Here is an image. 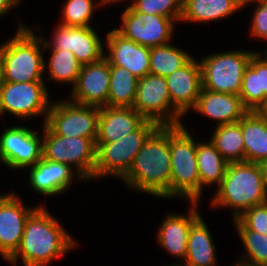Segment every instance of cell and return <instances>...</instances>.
<instances>
[{
	"mask_svg": "<svg viewBox=\"0 0 267 266\" xmlns=\"http://www.w3.org/2000/svg\"><path fill=\"white\" fill-rule=\"evenodd\" d=\"M41 204L27 219L18 250L7 260L16 266H49L78 243Z\"/></svg>",
	"mask_w": 267,
	"mask_h": 266,
	"instance_id": "1",
	"label": "cell"
},
{
	"mask_svg": "<svg viewBox=\"0 0 267 266\" xmlns=\"http://www.w3.org/2000/svg\"><path fill=\"white\" fill-rule=\"evenodd\" d=\"M170 126H158L134 157L122 182L158 198H170Z\"/></svg>",
	"mask_w": 267,
	"mask_h": 266,
	"instance_id": "2",
	"label": "cell"
},
{
	"mask_svg": "<svg viewBox=\"0 0 267 266\" xmlns=\"http://www.w3.org/2000/svg\"><path fill=\"white\" fill-rule=\"evenodd\" d=\"M211 207L230 208L233 220L255 205L267 202V192L257 163H229L213 195Z\"/></svg>",
	"mask_w": 267,
	"mask_h": 266,
	"instance_id": "3",
	"label": "cell"
},
{
	"mask_svg": "<svg viewBox=\"0 0 267 266\" xmlns=\"http://www.w3.org/2000/svg\"><path fill=\"white\" fill-rule=\"evenodd\" d=\"M34 33L20 22L15 36L0 45L4 82L44 81V40Z\"/></svg>",
	"mask_w": 267,
	"mask_h": 266,
	"instance_id": "4",
	"label": "cell"
},
{
	"mask_svg": "<svg viewBox=\"0 0 267 266\" xmlns=\"http://www.w3.org/2000/svg\"><path fill=\"white\" fill-rule=\"evenodd\" d=\"M170 198L200 202L201 184L197 169V142L184 124L170 126Z\"/></svg>",
	"mask_w": 267,
	"mask_h": 266,
	"instance_id": "5",
	"label": "cell"
},
{
	"mask_svg": "<svg viewBox=\"0 0 267 266\" xmlns=\"http://www.w3.org/2000/svg\"><path fill=\"white\" fill-rule=\"evenodd\" d=\"M96 149L90 138L57 135L43 124L42 157L74 167L78 180H94Z\"/></svg>",
	"mask_w": 267,
	"mask_h": 266,
	"instance_id": "6",
	"label": "cell"
},
{
	"mask_svg": "<svg viewBox=\"0 0 267 266\" xmlns=\"http://www.w3.org/2000/svg\"><path fill=\"white\" fill-rule=\"evenodd\" d=\"M158 126L156 122L146 119L135 131L115 142H95L97 149L94 180L110 175L122 178L145 140Z\"/></svg>",
	"mask_w": 267,
	"mask_h": 266,
	"instance_id": "7",
	"label": "cell"
},
{
	"mask_svg": "<svg viewBox=\"0 0 267 266\" xmlns=\"http://www.w3.org/2000/svg\"><path fill=\"white\" fill-rule=\"evenodd\" d=\"M254 51L233 50L210 54L199 60L202 88L213 92L239 95L244 71Z\"/></svg>",
	"mask_w": 267,
	"mask_h": 266,
	"instance_id": "8",
	"label": "cell"
},
{
	"mask_svg": "<svg viewBox=\"0 0 267 266\" xmlns=\"http://www.w3.org/2000/svg\"><path fill=\"white\" fill-rule=\"evenodd\" d=\"M100 107L80 105L70 100L51 103L45 124L57 135L97 138Z\"/></svg>",
	"mask_w": 267,
	"mask_h": 266,
	"instance_id": "9",
	"label": "cell"
},
{
	"mask_svg": "<svg viewBox=\"0 0 267 266\" xmlns=\"http://www.w3.org/2000/svg\"><path fill=\"white\" fill-rule=\"evenodd\" d=\"M133 108L159 126L182 125V116L171 105L166 77L147 74L140 78Z\"/></svg>",
	"mask_w": 267,
	"mask_h": 266,
	"instance_id": "10",
	"label": "cell"
},
{
	"mask_svg": "<svg viewBox=\"0 0 267 266\" xmlns=\"http://www.w3.org/2000/svg\"><path fill=\"white\" fill-rule=\"evenodd\" d=\"M44 81L4 82L0 91V116L5 112L19 119L44 115V122L52 101Z\"/></svg>",
	"mask_w": 267,
	"mask_h": 266,
	"instance_id": "11",
	"label": "cell"
},
{
	"mask_svg": "<svg viewBox=\"0 0 267 266\" xmlns=\"http://www.w3.org/2000/svg\"><path fill=\"white\" fill-rule=\"evenodd\" d=\"M127 6L121 15L120 28H115L120 35L149 48L171 42L175 22L172 18L143 14Z\"/></svg>",
	"mask_w": 267,
	"mask_h": 266,
	"instance_id": "12",
	"label": "cell"
},
{
	"mask_svg": "<svg viewBox=\"0 0 267 266\" xmlns=\"http://www.w3.org/2000/svg\"><path fill=\"white\" fill-rule=\"evenodd\" d=\"M51 41L44 40V49L72 51L82 64L100 61L104 55V47L93 27H70L58 24L53 31Z\"/></svg>",
	"mask_w": 267,
	"mask_h": 266,
	"instance_id": "13",
	"label": "cell"
},
{
	"mask_svg": "<svg viewBox=\"0 0 267 266\" xmlns=\"http://www.w3.org/2000/svg\"><path fill=\"white\" fill-rule=\"evenodd\" d=\"M42 158V140L30 128L13 126L0 135V162L12 169L34 166Z\"/></svg>",
	"mask_w": 267,
	"mask_h": 266,
	"instance_id": "14",
	"label": "cell"
},
{
	"mask_svg": "<svg viewBox=\"0 0 267 266\" xmlns=\"http://www.w3.org/2000/svg\"><path fill=\"white\" fill-rule=\"evenodd\" d=\"M38 207H26L15 192L0 195V255L6 261L18 250L26 221Z\"/></svg>",
	"mask_w": 267,
	"mask_h": 266,
	"instance_id": "15",
	"label": "cell"
},
{
	"mask_svg": "<svg viewBox=\"0 0 267 266\" xmlns=\"http://www.w3.org/2000/svg\"><path fill=\"white\" fill-rule=\"evenodd\" d=\"M109 82L110 63L105 57L100 61L82 65L69 100L80 105L107 106Z\"/></svg>",
	"mask_w": 267,
	"mask_h": 266,
	"instance_id": "16",
	"label": "cell"
},
{
	"mask_svg": "<svg viewBox=\"0 0 267 266\" xmlns=\"http://www.w3.org/2000/svg\"><path fill=\"white\" fill-rule=\"evenodd\" d=\"M172 107L182 116L192 110L202 88L201 66L191 58L182 68L166 77Z\"/></svg>",
	"mask_w": 267,
	"mask_h": 266,
	"instance_id": "17",
	"label": "cell"
},
{
	"mask_svg": "<svg viewBox=\"0 0 267 266\" xmlns=\"http://www.w3.org/2000/svg\"><path fill=\"white\" fill-rule=\"evenodd\" d=\"M107 50L104 57L110 65L124 67L137 78L150 74V48L124 38L115 29L107 33Z\"/></svg>",
	"mask_w": 267,
	"mask_h": 266,
	"instance_id": "18",
	"label": "cell"
},
{
	"mask_svg": "<svg viewBox=\"0 0 267 266\" xmlns=\"http://www.w3.org/2000/svg\"><path fill=\"white\" fill-rule=\"evenodd\" d=\"M198 202H191L189 213L172 214L168 213L157 232V242L161 248L173 257L183 260L186 258L188 235L191 224L200 216L197 207Z\"/></svg>",
	"mask_w": 267,
	"mask_h": 266,
	"instance_id": "19",
	"label": "cell"
},
{
	"mask_svg": "<svg viewBox=\"0 0 267 266\" xmlns=\"http://www.w3.org/2000/svg\"><path fill=\"white\" fill-rule=\"evenodd\" d=\"M192 110L214 119L217 121L216 126L236 123L249 111L239 95L213 92L203 88Z\"/></svg>",
	"mask_w": 267,
	"mask_h": 266,
	"instance_id": "20",
	"label": "cell"
},
{
	"mask_svg": "<svg viewBox=\"0 0 267 266\" xmlns=\"http://www.w3.org/2000/svg\"><path fill=\"white\" fill-rule=\"evenodd\" d=\"M29 168L28 180L32 189L46 197L67 191L74 181V169L69 165L49 161L43 157Z\"/></svg>",
	"mask_w": 267,
	"mask_h": 266,
	"instance_id": "21",
	"label": "cell"
},
{
	"mask_svg": "<svg viewBox=\"0 0 267 266\" xmlns=\"http://www.w3.org/2000/svg\"><path fill=\"white\" fill-rule=\"evenodd\" d=\"M145 120L133 107H100L95 142H115L135 131Z\"/></svg>",
	"mask_w": 267,
	"mask_h": 266,
	"instance_id": "22",
	"label": "cell"
},
{
	"mask_svg": "<svg viewBox=\"0 0 267 266\" xmlns=\"http://www.w3.org/2000/svg\"><path fill=\"white\" fill-rule=\"evenodd\" d=\"M261 55V52L252 55L242 79L239 96L249 111H254L267 99V58Z\"/></svg>",
	"mask_w": 267,
	"mask_h": 266,
	"instance_id": "23",
	"label": "cell"
},
{
	"mask_svg": "<svg viewBox=\"0 0 267 266\" xmlns=\"http://www.w3.org/2000/svg\"><path fill=\"white\" fill-rule=\"evenodd\" d=\"M210 230L200 215L192 224L188 235L186 258L178 266H217L216 246Z\"/></svg>",
	"mask_w": 267,
	"mask_h": 266,
	"instance_id": "24",
	"label": "cell"
},
{
	"mask_svg": "<svg viewBox=\"0 0 267 266\" xmlns=\"http://www.w3.org/2000/svg\"><path fill=\"white\" fill-rule=\"evenodd\" d=\"M238 123L243 134L245 162L258 164L267 158V123L255 111H248Z\"/></svg>",
	"mask_w": 267,
	"mask_h": 266,
	"instance_id": "25",
	"label": "cell"
},
{
	"mask_svg": "<svg viewBox=\"0 0 267 266\" xmlns=\"http://www.w3.org/2000/svg\"><path fill=\"white\" fill-rule=\"evenodd\" d=\"M240 9L235 0H183L180 21L213 22L225 19Z\"/></svg>",
	"mask_w": 267,
	"mask_h": 266,
	"instance_id": "26",
	"label": "cell"
},
{
	"mask_svg": "<svg viewBox=\"0 0 267 266\" xmlns=\"http://www.w3.org/2000/svg\"><path fill=\"white\" fill-rule=\"evenodd\" d=\"M228 164L210 140L207 143L197 142V169L201 193L205 186L220 185Z\"/></svg>",
	"mask_w": 267,
	"mask_h": 266,
	"instance_id": "27",
	"label": "cell"
},
{
	"mask_svg": "<svg viewBox=\"0 0 267 266\" xmlns=\"http://www.w3.org/2000/svg\"><path fill=\"white\" fill-rule=\"evenodd\" d=\"M139 78L124 67L110 65L108 107H133Z\"/></svg>",
	"mask_w": 267,
	"mask_h": 266,
	"instance_id": "28",
	"label": "cell"
},
{
	"mask_svg": "<svg viewBox=\"0 0 267 266\" xmlns=\"http://www.w3.org/2000/svg\"><path fill=\"white\" fill-rule=\"evenodd\" d=\"M210 141L228 163L245 162L243 134L238 122L216 126Z\"/></svg>",
	"mask_w": 267,
	"mask_h": 266,
	"instance_id": "29",
	"label": "cell"
},
{
	"mask_svg": "<svg viewBox=\"0 0 267 266\" xmlns=\"http://www.w3.org/2000/svg\"><path fill=\"white\" fill-rule=\"evenodd\" d=\"M193 56L170 43L150 48V74L167 77L182 68Z\"/></svg>",
	"mask_w": 267,
	"mask_h": 266,
	"instance_id": "30",
	"label": "cell"
},
{
	"mask_svg": "<svg viewBox=\"0 0 267 266\" xmlns=\"http://www.w3.org/2000/svg\"><path fill=\"white\" fill-rule=\"evenodd\" d=\"M48 61V78L55 83H68L74 87L78 81L82 64L76 59L72 51L50 50Z\"/></svg>",
	"mask_w": 267,
	"mask_h": 266,
	"instance_id": "31",
	"label": "cell"
},
{
	"mask_svg": "<svg viewBox=\"0 0 267 266\" xmlns=\"http://www.w3.org/2000/svg\"><path fill=\"white\" fill-rule=\"evenodd\" d=\"M245 249L240 262L263 266L267 262V235L251 230H237Z\"/></svg>",
	"mask_w": 267,
	"mask_h": 266,
	"instance_id": "32",
	"label": "cell"
},
{
	"mask_svg": "<svg viewBox=\"0 0 267 266\" xmlns=\"http://www.w3.org/2000/svg\"><path fill=\"white\" fill-rule=\"evenodd\" d=\"M95 5L94 0H67L62 6L60 24L70 27H90Z\"/></svg>",
	"mask_w": 267,
	"mask_h": 266,
	"instance_id": "33",
	"label": "cell"
},
{
	"mask_svg": "<svg viewBox=\"0 0 267 266\" xmlns=\"http://www.w3.org/2000/svg\"><path fill=\"white\" fill-rule=\"evenodd\" d=\"M183 0H133L131 6L140 13L172 18L179 22Z\"/></svg>",
	"mask_w": 267,
	"mask_h": 266,
	"instance_id": "34",
	"label": "cell"
},
{
	"mask_svg": "<svg viewBox=\"0 0 267 266\" xmlns=\"http://www.w3.org/2000/svg\"><path fill=\"white\" fill-rule=\"evenodd\" d=\"M233 222L236 230H251L267 235V202L246 210Z\"/></svg>",
	"mask_w": 267,
	"mask_h": 266,
	"instance_id": "35",
	"label": "cell"
},
{
	"mask_svg": "<svg viewBox=\"0 0 267 266\" xmlns=\"http://www.w3.org/2000/svg\"><path fill=\"white\" fill-rule=\"evenodd\" d=\"M255 5L250 24V33L255 38L267 41V0H263Z\"/></svg>",
	"mask_w": 267,
	"mask_h": 266,
	"instance_id": "36",
	"label": "cell"
},
{
	"mask_svg": "<svg viewBox=\"0 0 267 266\" xmlns=\"http://www.w3.org/2000/svg\"><path fill=\"white\" fill-rule=\"evenodd\" d=\"M22 0H0V17L9 12V10L14 9L15 6H19Z\"/></svg>",
	"mask_w": 267,
	"mask_h": 266,
	"instance_id": "37",
	"label": "cell"
},
{
	"mask_svg": "<svg viewBox=\"0 0 267 266\" xmlns=\"http://www.w3.org/2000/svg\"><path fill=\"white\" fill-rule=\"evenodd\" d=\"M257 115L267 123V99L254 110Z\"/></svg>",
	"mask_w": 267,
	"mask_h": 266,
	"instance_id": "38",
	"label": "cell"
},
{
	"mask_svg": "<svg viewBox=\"0 0 267 266\" xmlns=\"http://www.w3.org/2000/svg\"><path fill=\"white\" fill-rule=\"evenodd\" d=\"M259 167H260V170H261V175H262V178L264 180V186H265V190L267 192V158L260 161L258 163Z\"/></svg>",
	"mask_w": 267,
	"mask_h": 266,
	"instance_id": "39",
	"label": "cell"
},
{
	"mask_svg": "<svg viewBox=\"0 0 267 266\" xmlns=\"http://www.w3.org/2000/svg\"><path fill=\"white\" fill-rule=\"evenodd\" d=\"M263 0H235L236 4L242 9L244 6L249 5L250 3H259Z\"/></svg>",
	"mask_w": 267,
	"mask_h": 266,
	"instance_id": "40",
	"label": "cell"
},
{
	"mask_svg": "<svg viewBox=\"0 0 267 266\" xmlns=\"http://www.w3.org/2000/svg\"><path fill=\"white\" fill-rule=\"evenodd\" d=\"M124 0H99L96 6L111 5L112 3L122 2ZM128 1V0H127ZM133 1V0H132Z\"/></svg>",
	"mask_w": 267,
	"mask_h": 266,
	"instance_id": "41",
	"label": "cell"
},
{
	"mask_svg": "<svg viewBox=\"0 0 267 266\" xmlns=\"http://www.w3.org/2000/svg\"><path fill=\"white\" fill-rule=\"evenodd\" d=\"M3 84H4L3 65H2L1 58H0V91L3 87Z\"/></svg>",
	"mask_w": 267,
	"mask_h": 266,
	"instance_id": "42",
	"label": "cell"
},
{
	"mask_svg": "<svg viewBox=\"0 0 267 266\" xmlns=\"http://www.w3.org/2000/svg\"><path fill=\"white\" fill-rule=\"evenodd\" d=\"M232 266H252V265H248V264L238 261L237 263H234Z\"/></svg>",
	"mask_w": 267,
	"mask_h": 266,
	"instance_id": "43",
	"label": "cell"
},
{
	"mask_svg": "<svg viewBox=\"0 0 267 266\" xmlns=\"http://www.w3.org/2000/svg\"><path fill=\"white\" fill-rule=\"evenodd\" d=\"M265 48H266V50L264 53H262V55L264 54V56L267 58V46Z\"/></svg>",
	"mask_w": 267,
	"mask_h": 266,
	"instance_id": "44",
	"label": "cell"
}]
</instances>
